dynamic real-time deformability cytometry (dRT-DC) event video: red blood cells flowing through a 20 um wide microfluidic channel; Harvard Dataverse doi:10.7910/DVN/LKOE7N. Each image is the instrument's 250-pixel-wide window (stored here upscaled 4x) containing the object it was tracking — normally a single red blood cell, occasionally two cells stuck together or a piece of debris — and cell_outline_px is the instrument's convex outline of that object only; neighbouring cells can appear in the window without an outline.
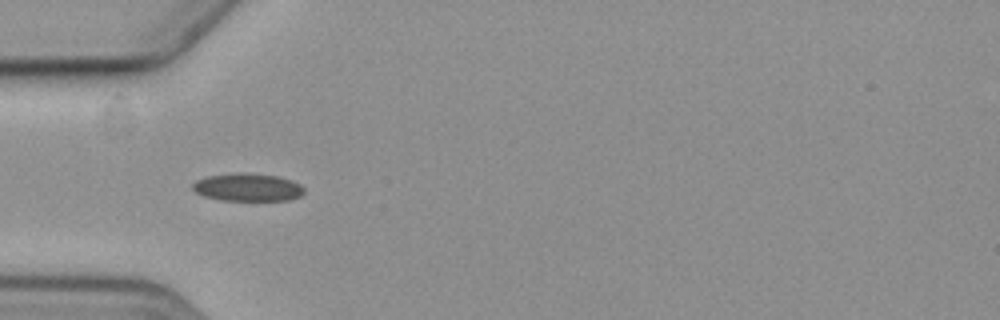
{"species": "common noctule bat (a hibernating species)", "species_latin": "Nyctalus noctula", "temperature_condition": "cold", "stored_images_in_passage": 6, "camera_frame_rate_fps": 3000, "um_per_image_px": 0.085, "animal": {"sex": "female", "body_mass_g": 19.3, "forearm_length_mm": 54.1}, "frame": {"image": 1, "passage_image": 5, "time_ms": 5.333, "image_size_px": [1000, 320], "cell_outline_px": [[304, 192], [300, 196], [288, 200], [220, 200], [204, 196], [196, 192], [192, 188], [192, 184], [196, 180], [208, 176], [240, 172], [280, 176], [292, 180], [300, 184], [304, 188]], "centroid_in_image_um": [21.06, 15.91], "position_along_channel_um": 63.9, "area_um2": 18.09}}
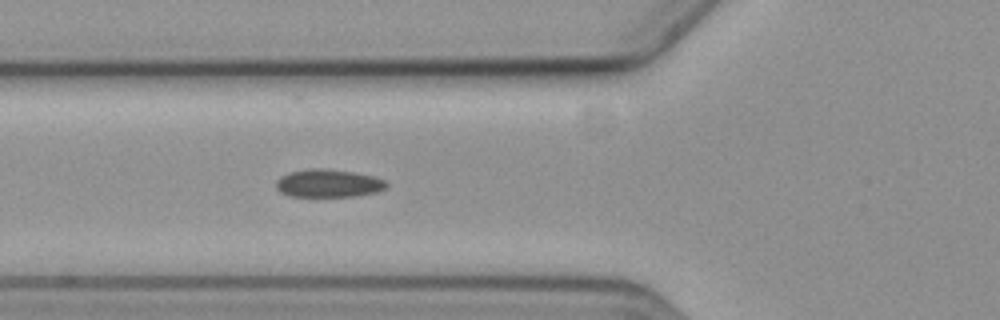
{"frame": {"image": 2, "passage_image": 6, "time_ms": 6.333, "image_size_px": [1000, 320], "cell_outline_px": [[388, 184], [384, 188], [376, 192], [356, 196], [288, 196], [280, 192], [276, 188], [276, 180], [280, 176], [292, 172], [312, 168], [324, 168], [352, 172], [372, 176], [384, 180]], "centroid_in_image_um": [27.88, 15.58], "position_along_channel_um": 97.9, "area_um2": 17.8}}